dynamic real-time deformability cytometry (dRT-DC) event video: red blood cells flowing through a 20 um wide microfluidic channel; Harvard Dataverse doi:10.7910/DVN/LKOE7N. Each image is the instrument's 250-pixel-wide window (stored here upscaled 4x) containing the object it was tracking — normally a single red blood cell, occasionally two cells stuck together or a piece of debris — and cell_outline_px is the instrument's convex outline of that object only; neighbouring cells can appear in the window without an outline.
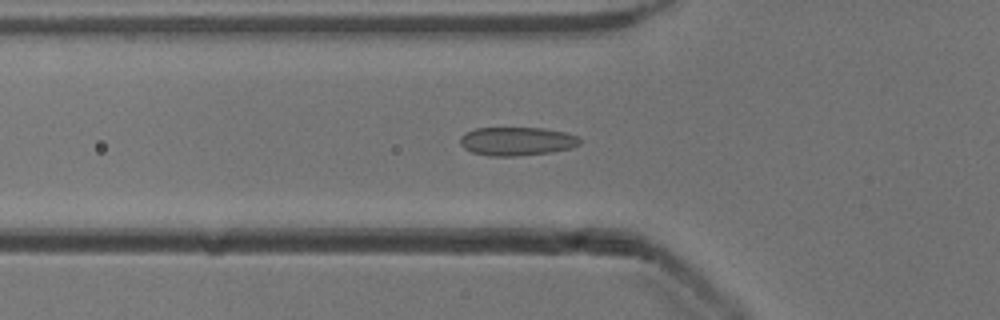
{"species": "common noctule bat (a hibernating species)", "species_latin": "Nyctalus noctula", "temperature_condition": "cold", "stored_images_in_passage": 46, "camera_frame_rate_fps": 3000, "um_per_image_px": 0.085, "animal": {"sex": "male", "body_mass_g": 13.3}, "frame": {"image": 1, "passage_image": 17, "time_ms": 5.333, "image_size_px": [1000, 320], "cell_outline_px": [[580, 144], [572, 148], [552, 152], [516, 156], [488, 156], [472, 152], [464, 148], [460, 144], [460, 136], [464, 132], [476, 128], [544, 128], [564, 132], [576, 136], [580, 140]], "centroid_in_image_um": [43.9, 12.01], "position_along_channel_um": 81.9, "area_um2": 20.0}}
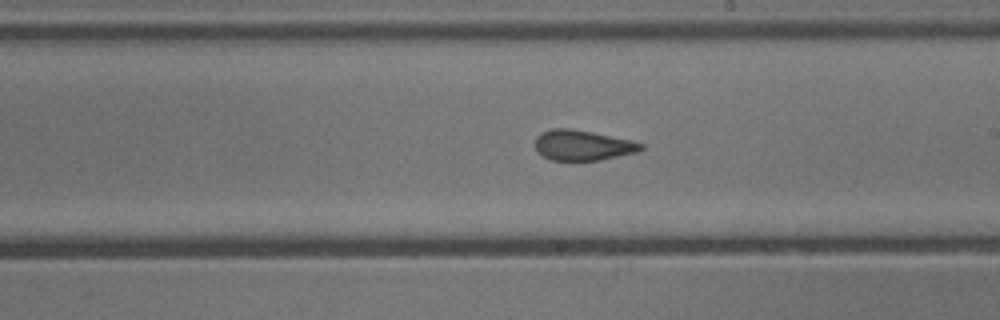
{"frame": {"image": 2, "passage_image": 29, "time_ms": 9.333, "image_size_px": [1000, 320], "cell_outline_px": [[644, 148], [636, 152], [600, 160], [552, 160], [536, 152], [536, 136], [540, 132], [552, 128], [572, 128], [632, 140], [644, 144]], "centroid_in_image_um": [49.51, 12.33], "position_along_channel_um": 239.5, "area_um2": 18.73}}
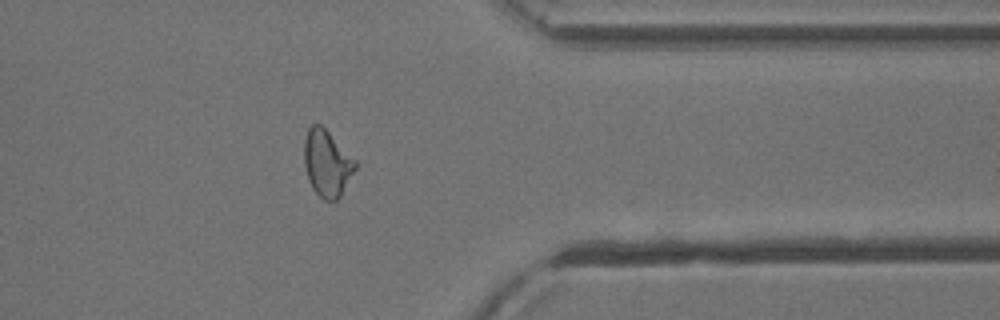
{"frame": {"image": 3, "passage_image": 41, "time_ms": 13.333, "image_size_px": [1000, 320], "cell_outline_px": [[356, 168], [340, 196], [336, 200], [324, 200], [312, 188], [308, 180], [304, 164], [304, 140], [308, 128], [312, 124], [320, 124], [356, 160]], "centroid_in_image_um": [27.78, 13.87], "position_along_channel_um": 383.6, "area_um2": 19.59}}